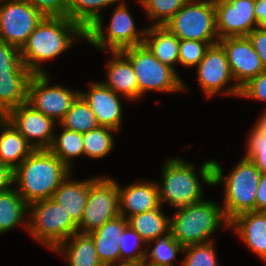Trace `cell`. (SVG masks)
Returning <instances> with one entry per match:
<instances>
[{
    "label": "cell",
    "instance_id": "obj_1",
    "mask_svg": "<svg viewBox=\"0 0 266 266\" xmlns=\"http://www.w3.org/2000/svg\"><path fill=\"white\" fill-rule=\"evenodd\" d=\"M86 39V31L65 17H44L20 49L22 63L32 74L45 73L42 62L66 51L74 37Z\"/></svg>",
    "mask_w": 266,
    "mask_h": 266
},
{
    "label": "cell",
    "instance_id": "obj_2",
    "mask_svg": "<svg viewBox=\"0 0 266 266\" xmlns=\"http://www.w3.org/2000/svg\"><path fill=\"white\" fill-rule=\"evenodd\" d=\"M71 170L49 150H34L13 171V184L29 205L51 198Z\"/></svg>",
    "mask_w": 266,
    "mask_h": 266
},
{
    "label": "cell",
    "instance_id": "obj_3",
    "mask_svg": "<svg viewBox=\"0 0 266 266\" xmlns=\"http://www.w3.org/2000/svg\"><path fill=\"white\" fill-rule=\"evenodd\" d=\"M229 227L223 209L213 201L201 200L178 209L170 218V231L183 247L212 242L209 237L220 225Z\"/></svg>",
    "mask_w": 266,
    "mask_h": 266
},
{
    "label": "cell",
    "instance_id": "obj_4",
    "mask_svg": "<svg viewBox=\"0 0 266 266\" xmlns=\"http://www.w3.org/2000/svg\"><path fill=\"white\" fill-rule=\"evenodd\" d=\"M31 209V210H30ZM30 218L25 228L37 241L54 250L61 242L78 232V225L63 207L51 198L28 205Z\"/></svg>",
    "mask_w": 266,
    "mask_h": 266
},
{
    "label": "cell",
    "instance_id": "obj_5",
    "mask_svg": "<svg viewBox=\"0 0 266 266\" xmlns=\"http://www.w3.org/2000/svg\"><path fill=\"white\" fill-rule=\"evenodd\" d=\"M131 62L135 72L139 98L146 91L176 92L186 89L176 71L160 62L144 45H137L121 51Z\"/></svg>",
    "mask_w": 266,
    "mask_h": 266
},
{
    "label": "cell",
    "instance_id": "obj_6",
    "mask_svg": "<svg viewBox=\"0 0 266 266\" xmlns=\"http://www.w3.org/2000/svg\"><path fill=\"white\" fill-rule=\"evenodd\" d=\"M163 26L179 40L219 42L215 6L205 0H188Z\"/></svg>",
    "mask_w": 266,
    "mask_h": 266
},
{
    "label": "cell",
    "instance_id": "obj_7",
    "mask_svg": "<svg viewBox=\"0 0 266 266\" xmlns=\"http://www.w3.org/2000/svg\"><path fill=\"white\" fill-rule=\"evenodd\" d=\"M193 167L180 158H171L165 163L160 186L158 184L161 206L165 201L180 209L202 200V185Z\"/></svg>",
    "mask_w": 266,
    "mask_h": 266
},
{
    "label": "cell",
    "instance_id": "obj_8",
    "mask_svg": "<svg viewBox=\"0 0 266 266\" xmlns=\"http://www.w3.org/2000/svg\"><path fill=\"white\" fill-rule=\"evenodd\" d=\"M33 74L22 63L20 49L0 41V115L27 101L29 80Z\"/></svg>",
    "mask_w": 266,
    "mask_h": 266
},
{
    "label": "cell",
    "instance_id": "obj_9",
    "mask_svg": "<svg viewBox=\"0 0 266 266\" xmlns=\"http://www.w3.org/2000/svg\"><path fill=\"white\" fill-rule=\"evenodd\" d=\"M115 7L112 18L104 34L102 18H99L87 31L86 41L100 50L109 49L110 52L122 51L124 49L143 44L146 29L141 32L135 27V22L131 17L124 2ZM107 35V36H105Z\"/></svg>",
    "mask_w": 266,
    "mask_h": 266
},
{
    "label": "cell",
    "instance_id": "obj_10",
    "mask_svg": "<svg viewBox=\"0 0 266 266\" xmlns=\"http://www.w3.org/2000/svg\"><path fill=\"white\" fill-rule=\"evenodd\" d=\"M261 174L249 159L243 157L226 176L222 209L229 222L239 214L255 211V198Z\"/></svg>",
    "mask_w": 266,
    "mask_h": 266
},
{
    "label": "cell",
    "instance_id": "obj_11",
    "mask_svg": "<svg viewBox=\"0 0 266 266\" xmlns=\"http://www.w3.org/2000/svg\"><path fill=\"white\" fill-rule=\"evenodd\" d=\"M119 215L117 182L102 177L90 179L88 198L83 218L78 224V232L89 234Z\"/></svg>",
    "mask_w": 266,
    "mask_h": 266
},
{
    "label": "cell",
    "instance_id": "obj_12",
    "mask_svg": "<svg viewBox=\"0 0 266 266\" xmlns=\"http://www.w3.org/2000/svg\"><path fill=\"white\" fill-rule=\"evenodd\" d=\"M48 84L46 73L33 74L28 84L26 103L59 124L80 92Z\"/></svg>",
    "mask_w": 266,
    "mask_h": 266
},
{
    "label": "cell",
    "instance_id": "obj_13",
    "mask_svg": "<svg viewBox=\"0 0 266 266\" xmlns=\"http://www.w3.org/2000/svg\"><path fill=\"white\" fill-rule=\"evenodd\" d=\"M43 18L25 1L1 0L0 41L21 49Z\"/></svg>",
    "mask_w": 266,
    "mask_h": 266
},
{
    "label": "cell",
    "instance_id": "obj_14",
    "mask_svg": "<svg viewBox=\"0 0 266 266\" xmlns=\"http://www.w3.org/2000/svg\"><path fill=\"white\" fill-rule=\"evenodd\" d=\"M224 48L235 84L225 94L240 96L241 88L265 70L247 36L219 39Z\"/></svg>",
    "mask_w": 266,
    "mask_h": 266
},
{
    "label": "cell",
    "instance_id": "obj_15",
    "mask_svg": "<svg viewBox=\"0 0 266 266\" xmlns=\"http://www.w3.org/2000/svg\"><path fill=\"white\" fill-rule=\"evenodd\" d=\"M35 150H48L52 144L54 119L33 109L27 103L10 110L4 116Z\"/></svg>",
    "mask_w": 266,
    "mask_h": 266
},
{
    "label": "cell",
    "instance_id": "obj_16",
    "mask_svg": "<svg viewBox=\"0 0 266 266\" xmlns=\"http://www.w3.org/2000/svg\"><path fill=\"white\" fill-rule=\"evenodd\" d=\"M214 6L219 39L244 37L258 28L255 0H227Z\"/></svg>",
    "mask_w": 266,
    "mask_h": 266
},
{
    "label": "cell",
    "instance_id": "obj_17",
    "mask_svg": "<svg viewBox=\"0 0 266 266\" xmlns=\"http://www.w3.org/2000/svg\"><path fill=\"white\" fill-rule=\"evenodd\" d=\"M197 75L200 86L208 97L223 90V87L234 79L226 52L219 42L210 45L197 65Z\"/></svg>",
    "mask_w": 266,
    "mask_h": 266
},
{
    "label": "cell",
    "instance_id": "obj_18",
    "mask_svg": "<svg viewBox=\"0 0 266 266\" xmlns=\"http://www.w3.org/2000/svg\"><path fill=\"white\" fill-rule=\"evenodd\" d=\"M89 86L88 93L80 92L79 95L94 112L99 125L119 130L122 120L120 95L102 82H95Z\"/></svg>",
    "mask_w": 266,
    "mask_h": 266
},
{
    "label": "cell",
    "instance_id": "obj_19",
    "mask_svg": "<svg viewBox=\"0 0 266 266\" xmlns=\"http://www.w3.org/2000/svg\"><path fill=\"white\" fill-rule=\"evenodd\" d=\"M118 193L119 212L126 219L161 207L158 183L135 182L124 189L118 185Z\"/></svg>",
    "mask_w": 266,
    "mask_h": 266
},
{
    "label": "cell",
    "instance_id": "obj_20",
    "mask_svg": "<svg viewBox=\"0 0 266 266\" xmlns=\"http://www.w3.org/2000/svg\"><path fill=\"white\" fill-rule=\"evenodd\" d=\"M229 227L236 230V234L253 253L266 261V212L249 211L239 214L230 221Z\"/></svg>",
    "mask_w": 266,
    "mask_h": 266
},
{
    "label": "cell",
    "instance_id": "obj_21",
    "mask_svg": "<svg viewBox=\"0 0 266 266\" xmlns=\"http://www.w3.org/2000/svg\"><path fill=\"white\" fill-rule=\"evenodd\" d=\"M128 225V219L119 215L105 222L100 228L89 233L98 257L103 265L120 261V239Z\"/></svg>",
    "mask_w": 266,
    "mask_h": 266
},
{
    "label": "cell",
    "instance_id": "obj_22",
    "mask_svg": "<svg viewBox=\"0 0 266 266\" xmlns=\"http://www.w3.org/2000/svg\"><path fill=\"white\" fill-rule=\"evenodd\" d=\"M113 58L107 65L108 81L102 82L116 94L134 101L139 98L138 81L130 60L121 52H111Z\"/></svg>",
    "mask_w": 266,
    "mask_h": 266
},
{
    "label": "cell",
    "instance_id": "obj_23",
    "mask_svg": "<svg viewBox=\"0 0 266 266\" xmlns=\"http://www.w3.org/2000/svg\"><path fill=\"white\" fill-rule=\"evenodd\" d=\"M89 187L90 179L87 181H72L68 175L54 191L51 199L60 204L78 225L84 215Z\"/></svg>",
    "mask_w": 266,
    "mask_h": 266
},
{
    "label": "cell",
    "instance_id": "obj_24",
    "mask_svg": "<svg viewBox=\"0 0 266 266\" xmlns=\"http://www.w3.org/2000/svg\"><path fill=\"white\" fill-rule=\"evenodd\" d=\"M0 127V160L14 171L35 149L5 117Z\"/></svg>",
    "mask_w": 266,
    "mask_h": 266
},
{
    "label": "cell",
    "instance_id": "obj_25",
    "mask_svg": "<svg viewBox=\"0 0 266 266\" xmlns=\"http://www.w3.org/2000/svg\"><path fill=\"white\" fill-rule=\"evenodd\" d=\"M143 44L162 63L174 70L179 62V38L165 26L150 25L145 33Z\"/></svg>",
    "mask_w": 266,
    "mask_h": 266
},
{
    "label": "cell",
    "instance_id": "obj_26",
    "mask_svg": "<svg viewBox=\"0 0 266 266\" xmlns=\"http://www.w3.org/2000/svg\"><path fill=\"white\" fill-rule=\"evenodd\" d=\"M54 251L67 256L69 266H103L89 234L77 232L61 242Z\"/></svg>",
    "mask_w": 266,
    "mask_h": 266
},
{
    "label": "cell",
    "instance_id": "obj_27",
    "mask_svg": "<svg viewBox=\"0 0 266 266\" xmlns=\"http://www.w3.org/2000/svg\"><path fill=\"white\" fill-rule=\"evenodd\" d=\"M161 209L162 206L128 218V224L146 243L170 231V218Z\"/></svg>",
    "mask_w": 266,
    "mask_h": 266
},
{
    "label": "cell",
    "instance_id": "obj_28",
    "mask_svg": "<svg viewBox=\"0 0 266 266\" xmlns=\"http://www.w3.org/2000/svg\"><path fill=\"white\" fill-rule=\"evenodd\" d=\"M26 212H28V204L16 189L10 187L0 192V234L24 222L23 219L28 214Z\"/></svg>",
    "mask_w": 266,
    "mask_h": 266
},
{
    "label": "cell",
    "instance_id": "obj_29",
    "mask_svg": "<svg viewBox=\"0 0 266 266\" xmlns=\"http://www.w3.org/2000/svg\"><path fill=\"white\" fill-rule=\"evenodd\" d=\"M62 129L60 136L54 135L48 150L71 170L73 163L70 160L74 157L85 155L83 133L71 131L64 127Z\"/></svg>",
    "mask_w": 266,
    "mask_h": 266
},
{
    "label": "cell",
    "instance_id": "obj_30",
    "mask_svg": "<svg viewBox=\"0 0 266 266\" xmlns=\"http://www.w3.org/2000/svg\"><path fill=\"white\" fill-rule=\"evenodd\" d=\"M59 125L79 133H85L100 126L94 112L80 95L72 103Z\"/></svg>",
    "mask_w": 266,
    "mask_h": 266
},
{
    "label": "cell",
    "instance_id": "obj_31",
    "mask_svg": "<svg viewBox=\"0 0 266 266\" xmlns=\"http://www.w3.org/2000/svg\"><path fill=\"white\" fill-rule=\"evenodd\" d=\"M122 0H69V19L87 31L99 18L101 8Z\"/></svg>",
    "mask_w": 266,
    "mask_h": 266
},
{
    "label": "cell",
    "instance_id": "obj_32",
    "mask_svg": "<svg viewBox=\"0 0 266 266\" xmlns=\"http://www.w3.org/2000/svg\"><path fill=\"white\" fill-rule=\"evenodd\" d=\"M155 241L157 244L150 251L151 253H146L144 262L152 266H174L173 259L179 251H184V247L173 238L171 231L148 242V246Z\"/></svg>",
    "mask_w": 266,
    "mask_h": 266
},
{
    "label": "cell",
    "instance_id": "obj_33",
    "mask_svg": "<svg viewBox=\"0 0 266 266\" xmlns=\"http://www.w3.org/2000/svg\"><path fill=\"white\" fill-rule=\"evenodd\" d=\"M117 131L110 127L99 126L96 129L83 133L85 155L91 158H102L114 147V138L111 132Z\"/></svg>",
    "mask_w": 266,
    "mask_h": 266
},
{
    "label": "cell",
    "instance_id": "obj_34",
    "mask_svg": "<svg viewBox=\"0 0 266 266\" xmlns=\"http://www.w3.org/2000/svg\"><path fill=\"white\" fill-rule=\"evenodd\" d=\"M188 0H139L151 19L158 20L152 25L163 26L180 10Z\"/></svg>",
    "mask_w": 266,
    "mask_h": 266
},
{
    "label": "cell",
    "instance_id": "obj_35",
    "mask_svg": "<svg viewBox=\"0 0 266 266\" xmlns=\"http://www.w3.org/2000/svg\"><path fill=\"white\" fill-rule=\"evenodd\" d=\"M142 244L147 243L128 224L125 227L120 239V261L144 262L148 250L140 249Z\"/></svg>",
    "mask_w": 266,
    "mask_h": 266
},
{
    "label": "cell",
    "instance_id": "obj_36",
    "mask_svg": "<svg viewBox=\"0 0 266 266\" xmlns=\"http://www.w3.org/2000/svg\"><path fill=\"white\" fill-rule=\"evenodd\" d=\"M213 242L184 247L182 266H218Z\"/></svg>",
    "mask_w": 266,
    "mask_h": 266
},
{
    "label": "cell",
    "instance_id": "obj_37",
    "mask_svg": "<svg viewBox=\"0 0 266 266\" xmlns=\"http://www.w3.org/2000/svg\"><path fill=\"white\" fill-rule=\"evenodd\" d=\"M248 138L245 158L249 159L261 173H266V135L254 127Z\"/></svg>",
    "mask_w": 266,
    "mask_h": 266
},
{
    "label": "cell",
    "instance_id": "obj_38",
    "mask_svg": "<svg viewBox=\"0 0 266 266\" xmlns=\"http://www.w3.org/2000/svg\"><path fill=\"white\" fill-rule=\"evenodd\" d=\"M212 44L215 43L196 40H180L179 63L185 67L197 66Z\"/></svg>",
    "mask_w": 266,
    "mask_h": 266
},
{
    "label": "cell",
    "instance_id": "obj_39",
    "mask_svg": "<svg viewBox=\"0 0 266 266\" xmlns=\"http://www.w3.org/2000/svg\"><path fill=\"white\" fill-rule=\"evenodd\" d=\"M44 17L69 18V0H22Z\"/></svg>",
    "mask_w": 266,
    "mask_h": 266
},
{
    "label": "cell",
    "instance_id": "obj_40",
    "mask_svg": "<svg viewBox=\"0 0 266 266\" xmlns=\"http://www.w3.org/2000/svg\"><path fill=\"white\" fill-rule=\"evenodd\" d=\"M240 96L266 101V69L241 88Z\"/></svg>",
    "mask_w": 266,
    "mask_h": 266
},
{
    "label": "cell",
    "instance_id": "obj_41",
    "mask_svg": "<svg viewBox=\"0 0 266 266\" xmlns=\"http://www.w3.org/2000/svg\"><path fill=\"white\" fill-rule=\"evenodd\" d=\"M266 69V31L254 29L247 35Z\"/></svg>",
    "mask_w": 266,
    "mask_h": 266
},
{
    "label": "cell",
    "instance_id": "obj_42",
    "mask_svg": "<svg viewBox=\"0 0 266 266\" xmlns=\"http://www.w3.org/2000/svg\"><path fill=\"white\" fill-rule=\"evenodd\" d=\"M255 211L266 212V173L261 174L255 198Z\"/></svg>",
    "mask_w": 266,
    "mask_h": 266
},
{
    "label": "cell",
    "instance_id": "obj_43",
    "mask_svg": "<svg viewBox=\"0 0 266 266\" xmlns=\"http://www.w3.org/2000/svg\"><path fill=\"white\" fill-rule=\"evenodd\" d=\"M13 185V171L0 160V192Z\"/></svg>",
    "mask_w": 266,
    "mask_h": 266
},
{
    "label": "cell",
    "instance_id": "obj_44",
    "mask_svg": "<svg viewBox=\"0 0 266 266\" xmlns=\"http://www.w3.org/2000/svg\"><path fill=\"white\" fill-rule=\"evenodd\" d=\"M255 16L258 24L266 18V0H255Z\"/></svg>",
    "mask_w": 266,
    "mask_h": 266
},
{
    "label": "cell",
    "instance_id": "obj_45",
    "mask_svg": "<svg viewBox=\"0 0 266 266\" xmlns=\"http://www.w3.org/2000/svg\"><path fill=\"white\" fill-rule=\"evenodd\" d=\"M263 113L264 114H262V116H260V118L256 122V125H254V127L258 131H260L261 133L266 135V109H265V111Z\"/></svg>",
    "mask_w": 266,
    "mask_h": 266
},
{
    "label": "cell",
    "instance_id": "obj_46",
    "mask_svg": "<svg viewBox=\"0 0 266 266\" xmlns=\"http://www.w3.org/2000/svg\"><path fill=\"white\" fill-rule=\"evenodd\" d=\"M141 264L142 262L118 261V262L103 265V266H141Z\"/></svg>",
    "mask_w": 266,
    "mask_h": 266
},
{
    "label": "cell",
    "instance_id": "obj_47",
    "mask_svg": "<svg viewBox=\"0 0 266 266\" xmlns=\"http://www.w3.org/2000/svg\"><path fill=\"white\" fill-rule=\"evenodd\" d=\"M258 28L266 31V18H264L259 24H258Z\"/></svg>",
    "mask_w": 266,
    "mask_h": 266
},
{
    "label": "cell",
    "instance_id": "obj_48",
    "mask_svg": "<svg viewBox=\"0 0 266 266\" xmlns=\"http://www.w3.org/2000/svg\"><path fill=\"white\" fill-rule=\"evenodd\" d=\"M206 2L212 3V4H216L222 1H227V0H205Z\"/></svg>",
    "mask_w": 266,
    "mask_h": 266
},
{
    "label": "cell",
    "instance_id": "obj_49",
    "mask_svg": "<svg viewBox=\"0 0 266 266\" xmlns=\"http://www.w3.org/2000/svg\"><path fill=\"white\" fill-rule=\"evenodd\" d=\"M141 266H152V265L147 264L146 262H142Z\"/></svg>",
    "mask_w": 266,
    "mask_h": 266
}]
</instances>
